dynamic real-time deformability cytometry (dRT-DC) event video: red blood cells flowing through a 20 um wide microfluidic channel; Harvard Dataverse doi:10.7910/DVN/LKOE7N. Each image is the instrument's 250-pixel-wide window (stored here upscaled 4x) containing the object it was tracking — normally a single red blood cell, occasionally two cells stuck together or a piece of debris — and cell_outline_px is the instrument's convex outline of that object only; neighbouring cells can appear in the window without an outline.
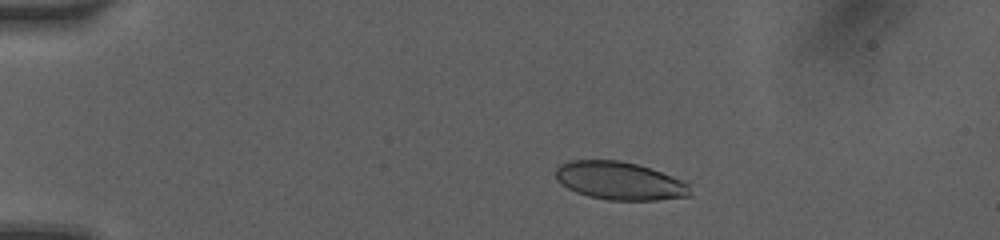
{"species": "human", "species_latin": "Homo sapiens", "temperature_condition": "room temperature", "stored_images_in_passage": 7, "camera_frame_rate_fps": 3000, "um_per_image_px": 0.085, "donor": {"sex": "female"}, "frame": {"image": 1, "passage_image": 2, "time_ms": 1.0, "image_size_px": [1000, 240], "cell_outline_px": [[692, 196], [656, 200], [608, 200], [588, 196], [576, 192], [568, 188], [556, 176], [556, 168], [560, 164], [568, 160], [620, 160], [636, 164], [672, 176], [688, 184], [692, 192]], "centroid_in_image_um": [52.68, 15.37], "position_along_channel_um": 32.3, "area_um2": 29.59}}
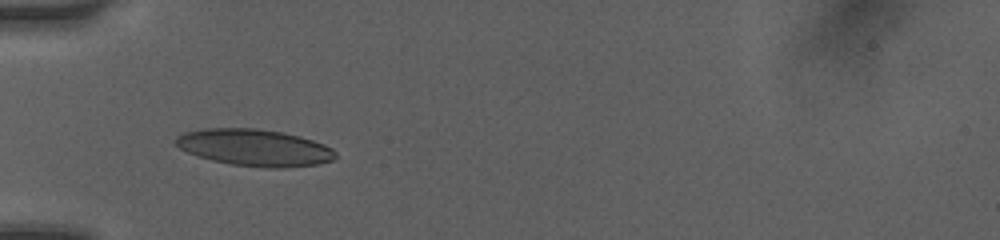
{"frame": {"image": 2, "passage_image": 5, "time_ms": 3.333, "image_size_px": [1000, 240], "cell_outline_px": [[336, 156], [332, 160], [316, 164], [280, 168], [264, 168], [232, 164], [212, 160], [188, 152], [180, 148], [176, 144], [176, 136], [184, 132], [204, 128], [256, 128], [280, 132], [300, 136], [324, 144], [332, 148], [336, 152]], "centroid_in_image_um": [21.64, 12.54], "position_along_channel_um": 63.4, "area_um2": 34.04}}
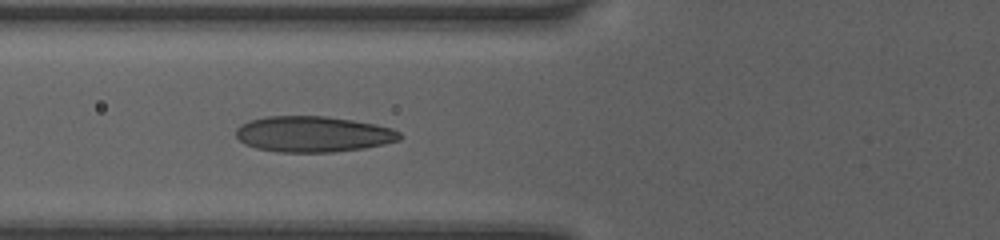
{"frame": {"image": 3, "passage_image": 6, "time_ms": 4.333, "image_size_px": [1000, 240], "cell_outline_px": [[404, 136], [400, 140], [384, 144], [364, 148], [332, 152], [276, 152], [256, 148], [244, 144], [236, 136], [236, 128], [240, 124], [252, 120], [268, 116], [328, 116], [376, 124], [392, 128], [400, 132]], "centroid_in_image_um": [26.64, 11.4], "position_along_channel_um": 99.2, "area_um2": 34.39}}